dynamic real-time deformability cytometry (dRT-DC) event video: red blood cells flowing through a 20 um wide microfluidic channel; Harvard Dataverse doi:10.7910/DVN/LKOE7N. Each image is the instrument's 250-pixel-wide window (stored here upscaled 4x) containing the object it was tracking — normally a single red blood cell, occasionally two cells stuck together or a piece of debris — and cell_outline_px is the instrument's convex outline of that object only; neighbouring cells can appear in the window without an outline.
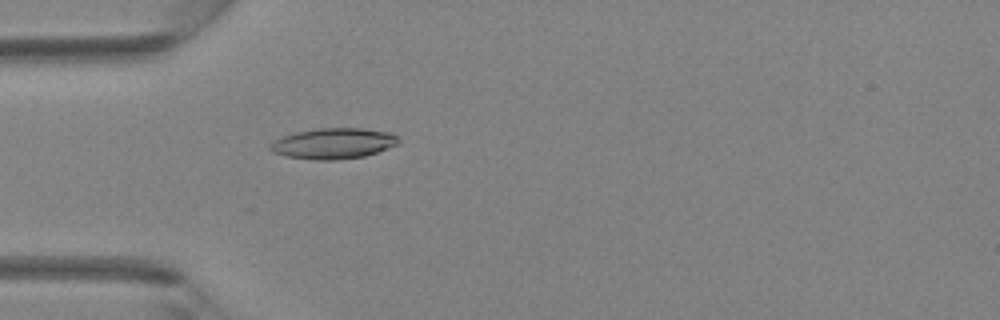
{"species": "Egyptian fruit bat (a non-hibernating species)", "species_latin": "Rousettus aegyptiacus", "temperature_condition": "room temperature", "stored_images_in_passage": 43, "camera_frame_rate_fps": 3000, "um_per_image_px": 0.085, "animal": {"sex": "female"}, "frame": {"image": 1, "passage_image": 13, "time_ms": 4.0, "image_size_px": [1000, 320], "cell_outline_px": [[400, 140], [396, 144], [376, 152], [364, 156], [336, 160], [312, 160], [288, 156], [272, 152], [268, 148], [268, 144], [272, 140], [296, 132], [320, 128], [364, 128], [392, 132]], "centroid_in_image_um": [28.3, 12.19], "position_along_channel_um": 56.7, "area_um2": 23.0}}
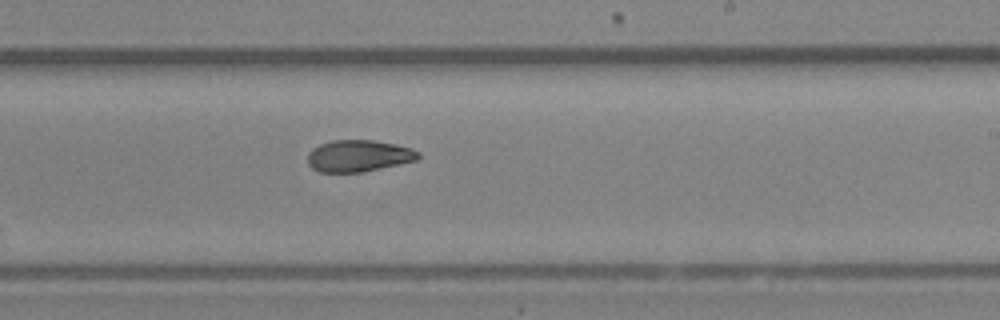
{"frame": {"image": 2, "passage_image": 26, "time_ms": 8.333, "image_size_px": [1000, 320], "cell_outline_px": [[420, 160], [360, 172], [320, 172], [312, 168], [308, 164], [308, 152], [312, 148], [320, 144], [332, 140], [372, 140], [396, 144], [412, 148], [420, 152]], "centroid_in_image_um": [30.5, 13.24], "position_along_channel_um": 258.5, "area_um2": 20.58}}
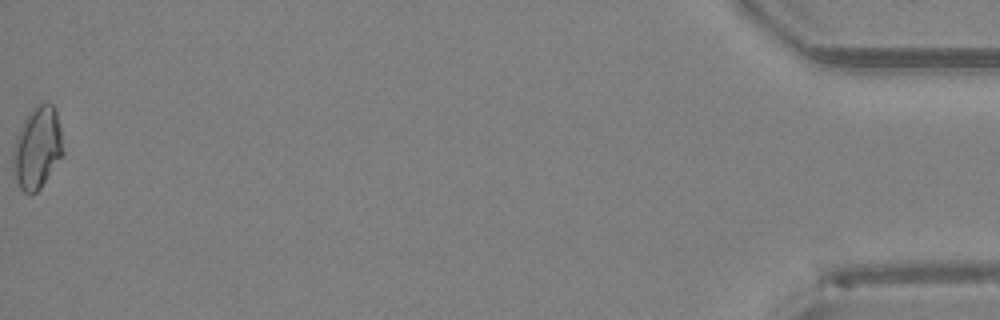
{"frame": {"image": 3, "passage_image": 43, "time_ms": 14.0, "image_size_px": [1000, 320], "cell_outline_px": [[64, 152], [40, 188], [36, 192], [28, 196], [20, 188], [12, 172], [12, 152], [20, 128], [28, 112], [32, 108], [40, 104], [52, 104], [56, 108], [60, 128]], "centroid_in_image_um": [3.15, 12.58], "position_along_channel_um": 432.1, "area_um2": 23.81}}